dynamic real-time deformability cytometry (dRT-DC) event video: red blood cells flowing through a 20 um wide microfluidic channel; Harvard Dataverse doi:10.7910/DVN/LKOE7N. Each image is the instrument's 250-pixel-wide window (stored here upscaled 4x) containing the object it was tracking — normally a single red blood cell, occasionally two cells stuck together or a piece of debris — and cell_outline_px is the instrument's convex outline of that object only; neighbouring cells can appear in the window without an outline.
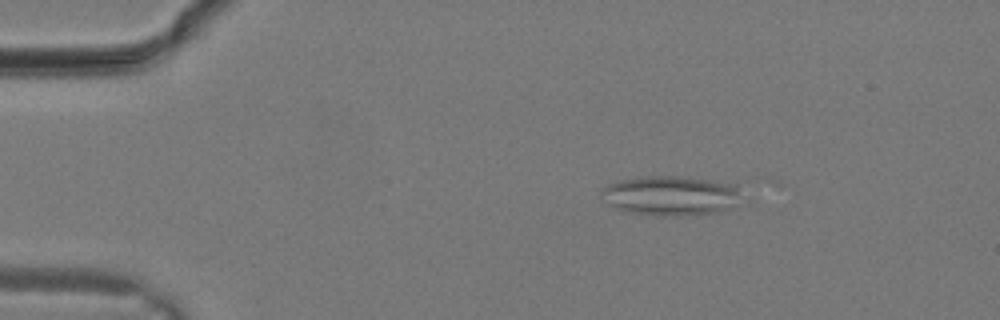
{"species": "common noctule bat (a hibernating species)", "species_latin": "Nyctalus noctula", "temperature_condition": "warm", "stored_images_in_passage": 6, "camera_frame_rate_fps": 3000, "um_per_image_px": 0.085, "animal": {"sex": "male", "body_mass_g": 19.2, "forearm_length_mm": 51.8}, "frame": {"image": 1, "passage_image": 3, "time_ms": 0.667, "image_size_px": [1000, 320], "cell_outline_px": [[748, 204], [716, 212], [684, 216], [656, 216], [624, 212], [608, 204], [600, 196], [600, 188], [608, 184], [620, 180], [648, 176], [676, 176], [708, 180], [736, 184], [748, 200]], "centroid_in_image_um": [57.13, 16.66], "position_along_channel_um": 27.9, "area_um2": 33.58}}